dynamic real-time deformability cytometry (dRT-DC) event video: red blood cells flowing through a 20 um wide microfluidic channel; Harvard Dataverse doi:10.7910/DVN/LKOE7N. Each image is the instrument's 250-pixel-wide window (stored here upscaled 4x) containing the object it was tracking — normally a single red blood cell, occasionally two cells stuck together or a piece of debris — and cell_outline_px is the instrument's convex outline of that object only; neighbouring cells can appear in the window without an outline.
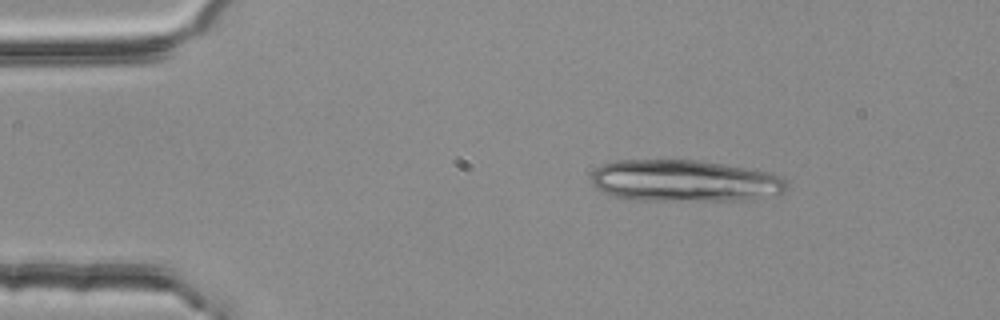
{"species": "common noctule bat (a hibernating species)", "species_latin": "Nyctalus noctula", "temperature_condition": "room temperature", "stored_images_in_passage": 2, "camera_frame_rate_fps": 3000, "um_per_image_px": 0.085, "animal": {"sex": "female", "body_mass_g": 25.1}, "frame": {"image": 1, "passage_image": 1, "time_ms": 0.0, "image_size_px": [1000, 320], "cell_outline_px": [[788, 184], [784, 192], [748, 200], [632, 200], [612, 196], [596, 188], [592, 184], [592, 172], [596, 168], [604, 164], [616, 160], [700, 160], [772, 172], [780, 176]], "centroid_in_image_um": [58.18, 15.37], "position_along_channel_um": 26.8, "area_um2": 47.74}}